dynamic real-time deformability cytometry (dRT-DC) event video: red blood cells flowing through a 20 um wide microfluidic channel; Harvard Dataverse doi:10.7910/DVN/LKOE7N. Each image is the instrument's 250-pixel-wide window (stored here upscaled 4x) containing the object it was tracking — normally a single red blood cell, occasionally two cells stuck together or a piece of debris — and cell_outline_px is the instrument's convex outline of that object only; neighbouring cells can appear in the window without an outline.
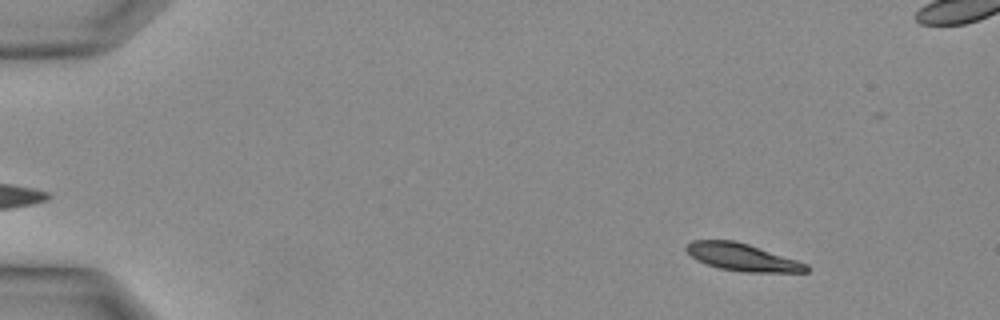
{"species": "Egyptian fruit bat (a non-hibernating species)", "species_latin": "Rousettus aegyptiacus", "temperature_condition": "warm", "stored_images_in_passage": 31, "segment_of_instrument_passage": [1, 2], "camera_frame_rate_fps": 3000, "um_per_image_px": 0.085, "animal": {"sex": "female"}, "frame": {"image": 1, "passage_image": 1, "time_ms": 0.0, "image_size_px": [1000, 320], "cell_outline_px": [[808, 272], [744, 272], [720, 268], [696, 260], [684, 248], [692, 240], [736, 240], [808, 264]], "centroid_in_image_um": [63.08, 21.86], "position_along_channel_um": 21.9, "area_um2": 18.9}}
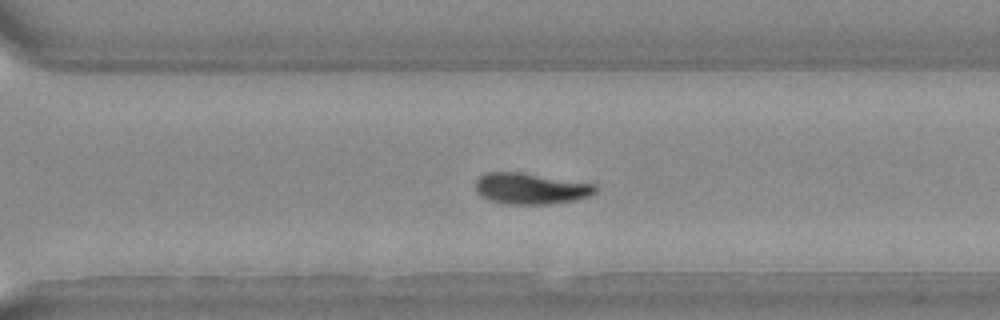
{"frame": {"image": 2, "passage_image": 21, "time_ms": 6.667, "image_size_px": [1000, 320], "cell_outline_px": [[596, 192], [588, 196], [576, 200], [548, 204], [508, 204], [488, 200], [480, 196], [476, 192], [476, 180], [484, 172], [516, 172], [596, 184]], "centroid_in_image_um": [45.07, 16.03], "position_along_channel_um": 325.5, "area_um2": 21.62}}
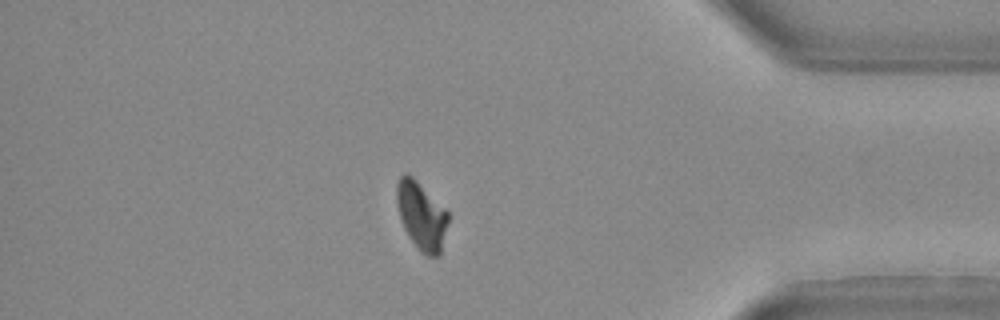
{"frame": {"image": 3, "passage_image": 26, "time_ms": 8.333, "image_size_px": [1000, 320], "cell_outline_px": [[448, 220], [440, 252], [436, 256], [428, 256], [420, 252], [404, 228], [400, 216], [396, 200], [396, 184], [400, 176], [412, 176], [448, 212]], "centroid_in_image_um": [35.81, 18.34], "position_along_channel_um": 399.4, "area_um2": 19.71}}